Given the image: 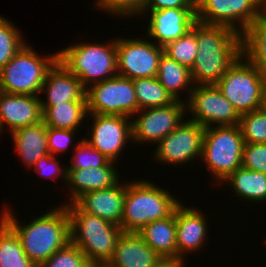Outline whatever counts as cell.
Returning a JSON list of instances; mask_svg holds the SVG:
<instances>
[{
  "label": "cell",
  "instance_id": "6da1fadb",
  "mask_svg": "<svg viewBox=\"0 0 266 267\" xmlns=\"http://www.w3.org/2000/svg\"><path fill=\"white\" fill-rule=\"evenodd\" d=\"M60 205V206H59ZM25 224L4 206L0 218L16 233L27 257L39 267L70 242V220L64 204ZM20 221V222H19Z\"/></svg>",
  "mask_w": 266,
  "mask_h": 267
},
{
  "label": "cell",
  "instance_id": "7a4b0ae2",
  "mask_svg": "<svg viewBox=\"0 0 266 267\" xmlns=\"http://www.w3.org/2000/svg\"><path fill=\"white\" fill-rule=\"evenodd\" d=\"M197 47L190 69L194 85L216 84L241 56V36L231 28L197 21Z\"/></svg>",
  "mask_w": 266,
  "mask_h": 267
},
{
  "label": "cell",
  "instance_id": "3957f363",
  "mask_svg": "<svg viewBox=\"0 0 266 267\" xmlns=\"http://www.w3.org/2000/svg\"><path fill=\"white\" fill-rule=\"evenodd\" d=\"M70 220V242L78 246L94 267H104L124 232L120 226L65 204Z\"/></svg>",
  "mask_w": 266,
  "mask_h": 267
},
{
  "label": "cell",
  "instance_id": "277c9868",
  "mask_svg": "<svg viewBox=\"0 0 266 267\" xmlns=\"http://www.w3.org/2000/svg\"><path fill=\"white\" fill-rule=\"evenodd\" d=\"M178 201L167 188L148 180H126V193L120 227L124 232H139L145 225L171 216Z\"/></svg>",
  "mask_w": 266,
  "mask_h": 267
},
{
  "label": "cell",
  "instance_id": "5b68a950",
  "mask_svg": "<svg viewBox=\"0 0 266 267\" xmlns=\"http://www.w3.org/2000/svg\"><path fill=\"white\" fill-rule=\"evenodd\" d=\"M58 60L87 89L91 84L110 79L117 74L116 38L105 43L79 42L58 51ZM90 84V85H89Z\"/></svg>",
  "mask_w": 266,
  "mask_h": 267
},
{
  "label": "cell",
  "instance_id": "8992f818",
  "mask_svg": "<svg viewBox=\"0 0 266 267\" xmlns=\"http://www.w3.org/2000/svg\"><path fill=\"white\" fill-rule=\"evenodd\" d=\"M33 49L29 44H24L0 70V91L40 96L48 71L58 61V51L42 57Z\"/></svg>",
  "mask_w": 266,
  "mask_h": 267
},
{
  "label": "cell",
  "instance_id": "52a82bcc",
  "mask_svg": "<svg viewBox=\"0 0 266 267\" xmlns=\"http://www.w3.org/2000/svg\"><path fill=\"white\" fill-rule=\"evenodd\" d=\"M244 144L239 124L205 128L200 159L217 183L241 166Z\"/></svg>",
  "mask_w": 266,
  "mask_h": 267
},
{
  "label": "cell",
  "instance_id": "ba28073f",
  "mask_svg": "<svg viewBox=\"0 0 266 267\" xmlns=\"http://www.w3.org/2000/svg\"><path fill=\"white\" fill-rule=\"evenodd\" d=\"M215 85L239 115L263 107L266 79L242 56Z\"/></svg>",
  "mask_w": 266,
  "mask_h": 267
},
{
  "label": "cell",
  "instance_id": "9c48e42d",
  "mask_svg": "<svg viewBox=\"0 0 266 267\" xmlns=\"http://www.w3.org/2000/svg\"><path fill=\"white\" fill-rule=\"evenodd\" d=\"M88 114L131 117L138 112L132 79L116 75L86 89Z\"/></svg>",
  "mask_w": 266,
  "mask_h": 267
},
{
  "label": "cell",
  "instance_id": "30bf717a",
  "mask_svg": "<svg viewBox=\"0 0 266 267\" xmlns=\"http://www.w3.org/2000/svg\"><path fill=\"white\" fill-rule=\"evenodd\" d=\"M197 21L225 26L238 34L263 17V0H195Z\"/></svg>",
  "mask_w": 266,
  "mask_h": 267
},
{
  "label": "cell",
  "instance_id": "8fae6325",
  "mask_svg": "<svg viewBox=\"0 0 266 267\" xmlns=\"http://www.w3.org/2000/svg\"><path fill=\"white\" fill-rule=\"evenodd\" d=\"M116 38L117 74L132 80L157 76L163 47L139 38Z\"/></svg>",
  "mask_w": 266,
  "mask_h": 267
},
{
  "label": "cell",
  "instance_id": "7c38bea8",
  "mask_svg": "<svg viewBox=\"0 0 266 267\" xmlns=\"http://www.w3.org/2000/svg\"><path fill=\"white\" fill-rule=\"evenodd\" d=\"M186 99V112L193 114L189 120L204 128L239 124L240 115L215 84L194 85Z\"/></svg>",
  "mask_w": 266,
  "mask_h": 267
},
{
  "label": "cell",
  "instance_id": "4fadbf2b",
  "mask_svg": "<svg viewBox=\"0 0 266 267\" xmlns=\"http://www.w3.org/2000/svg\"><path fill=\"white\" fill-rule=\"evenodd\" d=\"M185 100H176L168 106L146 108L136 112L137 117L131 118L133 144H158L178 128L185 121V114L187 115Z\"/></svg>",
  "mask_w": 266,
  "mask_h": 267
},
{
  "label": "cell",
  "instance_id": "5bb4252c",
  "mask_svg": "<svg viewBox=\"0 0 266 267\" xmlns=\"http://www.w3.org/2000/svg\"><path fill=\"white\" fill-rule=\"evenodd\" d=\"M204 132L202 125L186 119L156 145L155 161L182 166L201 158Z\"/></svg>",
  "mask_w": 266,
  "mask_h": 267
},
{
  "label": "cell",
  "instance_id": "9a60e30c",
  "mask_svg": "<svg viewBox=\"0 0 266 267\" xmlns=\"http://www.w3.org/2000/svg\"><path fill=\"white\" fill-rule=\"evenodd\" d=\"M92 125L87 127L89 138L84 137L92 147L96 148L109 160L117 163L124 147L132 142L131 117L103 114H88Z\"/></svg>",
  "mask_w": 266,
  "mask_h": 267
},
{
  "label": "cell",
  "instance_id": "2e32d148",
  "mask_svg": "<svg viewBox=\"0 0 266 267\" xmlns=\"http://www.w3.org/2000/svg\"><path fill=\"white\" fill-rule=\"evenodd\" d=\"M143 15H151L145 35L150 40L154 39L155 44L160 47H165L168 43L186 35L197 22L195 8L142 10L138 17Z\"/></svg>",
  "mask_w": 266,
  "mask_h": 267
},
{
  "label": "cell",
  "instance_id": "e0dca14e",
  "mask_svg": "<svg viewBox=\"0 0 266 267\" xmlns=\"http://www.w3.org/2000/svg\"><path fill=\"white\" fill-rule=\"evenodd\" d=\"M199 208L186 207L182 202L176 207L177 266H185L186 255L198 252L208 239V222ZM205 242V243H204Z\"/></svg>",
  "mask_w": 266,
  "mask_h": 267
},
{
  "label": "cell",
  "instance_id": "ac0fdd59",
  "mask_svg": "<svg viewBox=\"0 0 266 267\" xmlns=\"http://www.w3.org/2000/svg\"><path fill=\"white\" fill-rule=\"evenodd\" d=\"M43 121L40 96L9 94L0 91V134L9 127L15 129L38 124ZM8 126V127H7Z\"/></svg>",
  "mask_w": 266,
  "mask_h": 267
},
{
  "label": "cell",
  "instance_id": "d6986e66",
  "mask_svg": "<svg viewBox=\"0 0 266 267\" xmlns=\"http://www.w3.org/2000/svg\"><path fill=\"white\" fill-rule=\"evenodd\" d=\"M41 106H57L66 102H86V89L77 76L72 74L59 60L46 75L41 92ZM47 100V101H46Z\"/></svg>",
  "mask_w": 266,
  "mask_h": 267
},
{
  "label": "cell",
  "instance_id": "ffe728a7",
  "mask_svg": "<svg viewBox=\"0 0 266 267\" xmlns=\"http://www.w3.org/2000/svg\"><path fill=\"white\" fill-rule=\"evenodd\" d=\"M121 183V184H120ZM126 193V182L119 181L107 189L82 194L73 203L83 212L120 226Z\"/></svg>",
  "mask_w": 266,
  "mask_h": 267
},
{
  "label": "cell",
  "instance_id": "44dd1931",
  "mask_svg": "<svg viewBox=\"0 0 266 267\" xmlns=\"http://www.w3.org/2000/svg\"><path fill=\"white\" fill-rule=\"evenodd\" d=\"M165 263L137 232H123L104 267H162Z\"/></svg>",
  "mask_w": 266,
  "mask_h": 267
},
{
  "label": "cell",
  "instance_id": "7402d4cb",
  "mask_svg": "<svg viewBox=\"0 0 266 267\" xmlns=\"http://www.w3.org/2000/svg\"><path fill=\"white\" fill-rule=\"evenodd\" d=\"M115 163V164H114ZM116 162L109 161L105 166L79 170H67V182L70 200L73 203L84 193L107 189L116 185L121 179L116 169Z\"/></svg>",
  "mask_w": 266,
  "mask_h": 267
},
{
  "label": "cell",
  "instance_id": "603a6c76",
  "mask_svg": "<svg viewBox=\"0 0 266 267\" xmlns=\"http://www.w3.org/2000/svg\"><path fill=\"white\" fill-rule=\"evenodd\" d=\"M138 234L166 262L177 266L176 209L171 216L145 225Z\"/></svg>",
  "mask_w": 266,
  "mask_h": 267
},
{
  "label": "cell",
  "instance_id": "cb8c5ba5",
  "mask_svg": "<svg viewBox=\"0 0 266 267\" xmlns=\"http://www.w3.org/2000/svg\"><path fill=\"white\" fill-rule=\"evenodd\" d=\"M10 134L18 156L29 169L49 153L47 126L44 121L15 129Z\"/></svg>",
  "mask_w": 266,
  "mask_h": 267
},
{
  "label": "cell",
  "instance_id": "d4e9b609",
  "mask_svg": "<svg viewBox=\"0 0 266 267\" xmlns=\"http://www.w3.org/2000/svg\"><path fill=\"white\" fill-rule=\"evenodd\" d=\"M224 183L231 186L239 200L241 198L253 205L266 201V174L240 166L221 182V184Z\"/></svg>",
  "mask_w": 266,
  "mask_h": 267
},
{
  "label": "cell",
  "instance_id": "484cf974",
  "mask_svg": "<svg viewBox=\"0 0 266 267\" xmlns=\"http://www.w3.org/2000/svg\"><path fill=\"white\" fill-rule=\"evenodd\" d=\"M241 36V56L266 79V19L249 24Z\"/></svg>",
  "mask_w": 266,
  "mask_h": 267
},
{
  "label": "cell",
  "instance_id": "4316f807",
  "mask_svg": "<svg viewBox=\"0 0 266 267\" xmlns=\"http://www.w3.org/2000/svg\"><path fill=\"white\" fill-rule=\"evenodd\" d=\"M156 78L168 93L178 101L182 100V91H185L189 97L194 88L191 70L186 66L180 65L164 53L159 60Z\"/></svg>",
  "mask_w": 266,
  "mask_h": 267
},
{
  "label": "cell",
  "instance_id": "83f0119b",
  "mask_svg": "<svg viewBox=\"0 0 266 267\" xmlns=\"http://www.w3.org/2000/svg\"><path fill=\"white\" fill-rule=\"evenodd\" d=\"M47 127L78 130L88 117L87 102H66L57 106H42Z\"/></svg>",
  "mask_w": 266,
  "mask_h": 267
},
{
  "label": "cell",
  "instance_id": "f1b7e54d",
  "mask_svg": "<svg viewBox=\"0 0 266 267\" xmlns=\"http://www.w3.org/2000/svg\"><path fill=\"white\" fill-rule=\"evenodd\" d=\"M0 267H37L25 254L16 233L1 218Z\"/></svg>",
  "mask_w": 266,
  "mask_h": 267
},
{
  "label": "cell",
  "instance_id": "f546056e",
  "mask_svg": "<svg viewBox=\"0 0 266 267\" xmlns=\"http://www.w3.org/2000/svg\"><path fill=\"white\" fill-rule=\"evenodd\" d=\"M132 82L138 101V111L168 106L176 101L156 77L135 79Z\"/></svg>",
  "mask_w": 266,
  "mask_h": 267
},
{
  "label": "cell",
  "instance_id": "4dcf8cb0",
  "mask_svg": "<svg viewBox=\"0 0 266 267\" xmlns=\"http://www.w3.org/2000/svg\"><path fill=\"white\" fill-rule=\"evenodd\" d=\"M164 49V54L174 59L180 65L191 69L197 56V22L186 35L168 43Z\"/></svg>",
  "mask_w": 266,
  "mask_h": 267
},
{
  "label": "cell",
  "instance_id": "1f68e13d",
  "mask_svg": "<svg viewBox=\"0 0 266 267\" xmlns=\"http://www.w3.org/2000/svg\"><path fill=\"white\" fill-rule=\"evenodd\" d=\"M18 28L8 18L0 15V70L27 43Z\"/></svg>",
  "mask_w": 266,
  "mask_h": 267
},
{
  "label": "cell",
  "instance_id": "d6a6232c",
  "mask_svg": "<svg viewBox=\"0 0 266 267\" xmlns=\"http://www.w3.org/2000/svg\"><path fill=\"white\" fill-rule=\"evenodd\" d=\"M239 127L244 143H266V110L262 107L240 115Z\"/></svg>",
  "mask_w": 266,
  "mask_h": 267
},
{
  "label": "cell",
  "instance_id": "836d02e7",
  "mask_svg": "<svg viewBox=\"0 0 266 267\" xmlns=\"http://www.w3.org/2000/svg\"><path fill=\"white\" fill-rule=\"evenodd\" d=\"M73 157L71 158L70 165H67V170H79L86 168H98L105 166L110 160L101 154L96 148L92 147L88 142L82 138L81 141H75Z\"/></svg>",
  "mask_w": 266,
  "mask_h": 267
},
{
  "label": "cell",
  "instance_id": "e575fe53",
  "mask_svg": "<svg viewBox=\"0 0 266 267\" xmlns=\"http://www.w3.org/2000/svg\"><path fill=\"white\" fill-rule=\"evenodd\" d=\"M39 267H94L78 246L69 242Z\"/></svg>",
  "mask_w": 266,
  "mask_h": 267
},
{
  "label": "cell",
  "instance_id": "d590c367",
  "mask_svg": "<svg viewBox=\"0 0 266 267\" xmlns=\"http://www.w3.org/2000/svg\"><path fill=\"white\" fill-rule=\"evenodd\" d=\"M94 6L99 11L122 18H136L143 10L146 0H94Z\"/></svg>",
  "mask_w": 266,
  "mask_h": 267
},
{
  "label": "cell",
  "instance_id": "8d00e7d4",
  "mask_svg": "<svg viewBox=\"0 0 266 267\" xmlns=\"http://www.w3.org/2000/svg\"><path fill=\"white\" fill-rule=\"evenodd\" d=\"M241 166L266 174V143H245Z\"/></svg>",
  "mask_w": 266,
  "mask_h": 267
},
{
  "label": "cell",
  "instance_id": "74e56055",
  "mask_svg": "<svg viewBox=\"0 0 266 267\" xmlns=\"http://www.w3.org/2000/svg\"><path fill=\"white\" fill-rule=\"evenodd\" d=\"M76 131L47 127L48 152L53 156L66 152V149L70 148L76 133H78Z\"/></svg>",
  "mask_w": 266,
  "mask_h": 267
},
{
  "label": "cell",
  "instance_id": "f35d334b",
  "mask_svg": "<svg viewBox=\"0 0 266 267\" xmlns=\"http://www.w3.org/2000/svg\"><path fill=\"white\" fill-rule=\"evenodd\" d=\"M56 157V158H55ZM66 166V167H65ZM36 170L38 175L44 178H54L62 177L64 182H67V165L62 167V164L57 159V156H53L50 153L41 157L32 167V170Z\"/></svg>",
  "mask_w": 266,
  "mask_h": 267
},
{
  "label": "cell",
  "instance_id": "ab89813d",
  "mask_svg": "<svg viewBox=\"0 0 266 267\" xmlns=\"http://www.w3.org/2000/svg\"><path fill=\"white\" fill-rule=\"evenodd\" d=\"M195 8V0H146L143 10Z\"/></svg>",
  "mask_w": 266,
  "mask_h": 267
},
{
  "label": "cell",
  "instance_id": "60d3db41",
  "mask_svg": "<svg viewBox=\"0 0 266 267\" xmlns=\"http://www.w3.org/2000/svg\"><path fill=\"white\" fill-rule=\"evenodd\" d=\"M263 18L266 19V0H263Z\"/></svg>",
  "mask_w": 266,
  "mask_h": 267
},
{
  "label": "cell",
  "instance_id": "b9f144b4",
  "mask_svg": "<svg viewBox=\"0 0 266 267\" xmlns=\"http://www.w3.org/2000/svg\"><path fill=\"white\" fill-rule=\"evenodd\" d=\"M162 267H175V265L166 262Z\"/></svg>",
  "mask_w": 266,
  "mask_h": 267
},
{
  "label": "cell",
  "instance_id": "7bdbcfd3",
  "mask_svg": "<svg viewBox=\"0 0 266 267\" xmlns=\"http://www.w3.org/2000/svg\"><path fill=\"white\" fill-rule=\"evenodd\" d=\"M263 108L266 110V89H265V94H264Z\"/></svg>",
  "mask_w": 266,
  "mask_h": 267
}]
</instances>
